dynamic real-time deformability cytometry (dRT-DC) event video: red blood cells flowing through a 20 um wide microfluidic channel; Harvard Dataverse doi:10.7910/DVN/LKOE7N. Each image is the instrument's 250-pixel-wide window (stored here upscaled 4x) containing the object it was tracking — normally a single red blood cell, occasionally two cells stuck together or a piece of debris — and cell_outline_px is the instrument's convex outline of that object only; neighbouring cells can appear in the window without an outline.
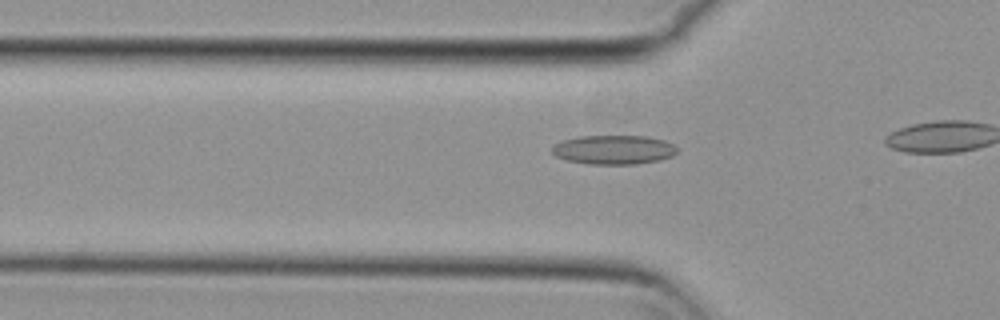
{"species": "common noctule bat (a hibernating species)", "species_latin": "Nyctalus noctula", "temperature_condition": "cold", "stored_images_in_passage": 9, "camera_frame_rate_fps": 3000, "um_per_image_px": 0.085, "animal": {"sex": "female", "body_mass_g": 29.2, "forearm_length_mm": 56.3}, "frame": {"image": 1, "passage_image": 6, "time_ms": 1.667, "image_size_px": [1000, 320], "cell_outline_px": [[676, 152], [672, 156], [660, 160], [636, 164], [588, 164], [568, 160], [556, 156], [552, 152], [552, 144], [564, 140], [580, 136], [648, 136], [664, 140], [672, 144], [676, 148]], "centroid_in_image_um": [52.16, 12.72], "position_along_channel_um": 73.6, "area_um2": 21.21}}